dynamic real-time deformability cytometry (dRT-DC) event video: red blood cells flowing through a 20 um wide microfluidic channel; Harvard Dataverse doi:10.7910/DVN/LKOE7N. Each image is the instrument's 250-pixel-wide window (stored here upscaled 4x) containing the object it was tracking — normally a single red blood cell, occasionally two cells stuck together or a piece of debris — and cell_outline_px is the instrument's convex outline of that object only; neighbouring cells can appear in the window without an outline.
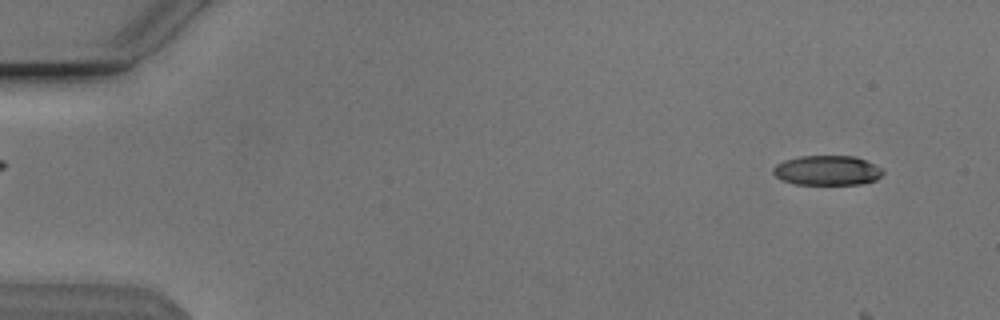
{"species": "Egyptian fruit bat (a non-hibernating species)", "species_latin": "Rousettus aegyptiacus", "temperature_condition": "cold", "stored_images_in_passage": 5, "camera_frame_rate_fps": 3000, "um_per_image_px": 0.085, "animal": {"sex": "male"}, "frame": {"image": 1, "passage_image": 2, "time_ms": 0.333, "image_size_px": [1000, 320], "cell_outline_px": [[884, 172], [876, 180], [860, 184], [796, 184], [784, 180], [776, 176], [772, 172], [772, 168], [776, 164], [784, 160], [800, 156], [856, 156], [880, 168]], "centroid_in_image_um": [70.28, 14.48], "position_along_channel_um": 14.7, "area_um2": 18.84}}